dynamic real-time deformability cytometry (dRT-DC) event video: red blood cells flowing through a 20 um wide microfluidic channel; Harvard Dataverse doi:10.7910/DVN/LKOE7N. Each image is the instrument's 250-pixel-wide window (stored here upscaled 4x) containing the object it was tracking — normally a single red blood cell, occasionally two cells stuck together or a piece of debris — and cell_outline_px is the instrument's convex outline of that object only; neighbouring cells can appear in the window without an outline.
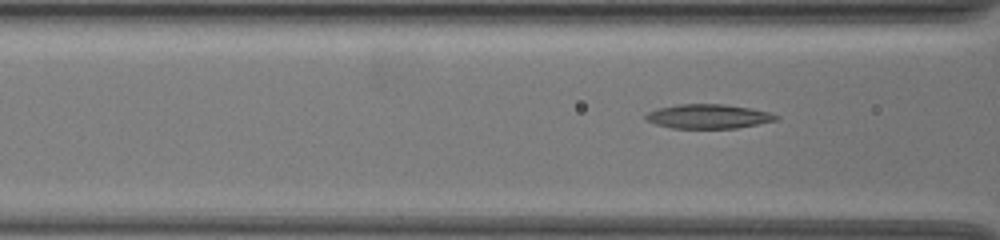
{"species": "common noctule bat (a hibernating species)", "species_latin": "Nyctalus noctula", "temperature_condition": "warm", "stored_images_in_passage": 32, "camera_frame_rate_fps": 3000, "um_per_image_px": 0.085, "animal": {"sex": "female", "body_mass_g": 19.5, "forearm_length_mm": 54.1}, "frame": {"image": 1, "passage_image": 6, "time_ms": 1.667, "image_size_px": [1000, 240], "cell_outline_px": [[780, 120], [736, 128], [672, 128], [656, 124], [648, 120], [644, 116], [648, 112], [656, 108], [676, 104], [724, 104], [752, 108], [768, 112], [780, 116]], "centroid_in_image_um": [60.24, 9.88], "position_along_channel_um": 106.4, "area_um2": 18.55}}
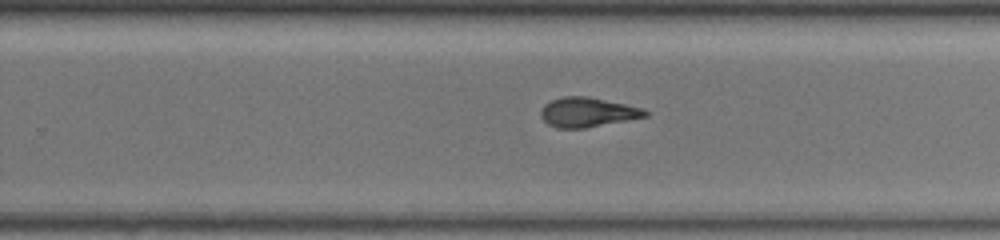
{"frame": {"image": 2, "passage_image": 20, "time_ms": 6.333, "image_size_px": [1000, 240], "cell_outline_px": [[648, 116], [584, 128], [556, 128], [548, 124], [540, 116], [540, 112], [544, 104], [552, 100], [564, 96], [588, 96], [644, 108], [648, 112]], "centroid_in_image_um": [49.93, 9.53], "position_along_channel_um": 279.9, "area_um2": 17.92}}
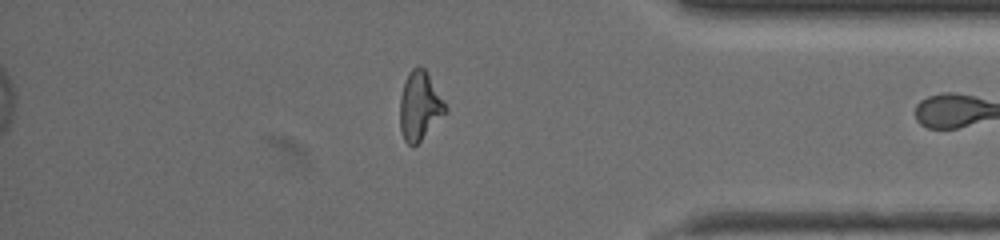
{"frame": {"image": 3, "passage_image": 31, "time_ms": 10.0, "image_size_px": [1000, 240], "cell_outline_px": [[448, 112], [412, 148], [404, 140], [400, 128], [400, 96], [408, 72], [412, 68], [424, 68], [448, 108]], "centroid_in_image_um": [35.67, 9.04], "position_along_channel_um": 399.5, "area_um2": 17.98}}